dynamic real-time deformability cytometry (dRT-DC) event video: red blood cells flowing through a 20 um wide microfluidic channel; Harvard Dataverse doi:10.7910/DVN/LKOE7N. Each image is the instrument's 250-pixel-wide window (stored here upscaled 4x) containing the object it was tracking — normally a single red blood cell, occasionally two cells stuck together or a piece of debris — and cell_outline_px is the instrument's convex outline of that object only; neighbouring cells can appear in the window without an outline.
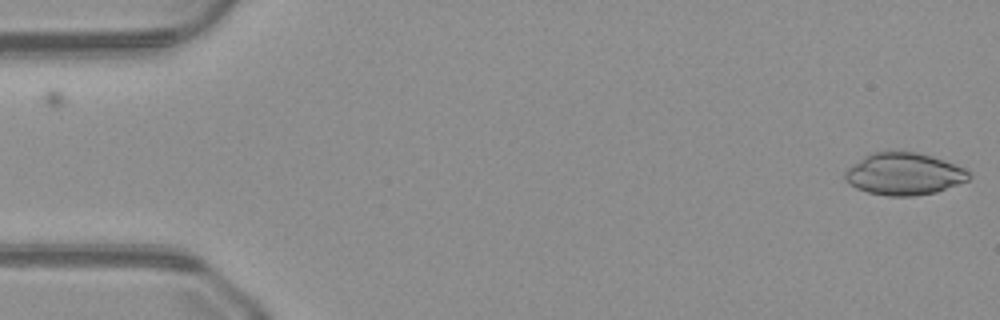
{"species": "common noctule bat (a hibernating species)", "species_latin": "Nyctalus noctula", "temperature_condition": "warm", "stored_images_in_passage": 49, "camera_frame_rate_fps": 3000, "um_per_image_px": 0.085, "animal": {"sex": "male", "body_mass_g": 23.1, "forearm_length_mm": 52.7}, "frame": {"image": 1, "passage_image": 1, "time_ms": 0.0, "image_size_px": [1000, 320], "cell_outline_px": [[972, 176], [968, 180], [936, 192], [912, 196], [888, 196], [868, 192], [856, 188], [848, 184], [844, 180], [844, 172], [852, 164], [864, 156], [872, 152], [916, 152], [932, 156], [944, 160], [964, 168]], "centroid_in_image_um": [76.81, 14.79], "position_along_channel_um": 8.2, "area_um2": 30.35}}